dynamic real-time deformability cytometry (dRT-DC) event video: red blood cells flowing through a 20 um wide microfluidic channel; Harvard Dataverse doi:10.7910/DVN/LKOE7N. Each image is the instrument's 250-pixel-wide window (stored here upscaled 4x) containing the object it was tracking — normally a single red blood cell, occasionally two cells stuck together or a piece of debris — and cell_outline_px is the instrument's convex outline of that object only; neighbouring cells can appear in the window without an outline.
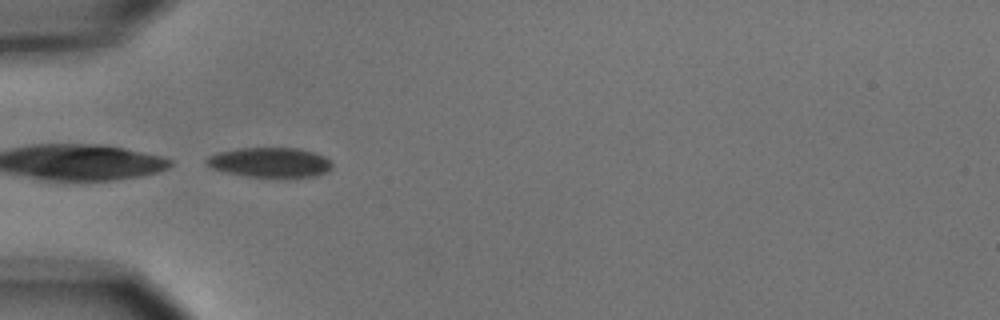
{"species": "common noctule bat (a hibernating species)", "species_latin": "Nyctalus noctula", "temperature_condition": "cold", "stored_images_in_passage": 8, "camera_frame_rate_fps": 3000, "um_per_image_px": 0.085, "animal": {"sex": "male", "body_mass_g": 15.6}, "frame": {"image": 1, "passage_image": 2, "time_ms": 1.0, "image_size_px": [1000, 320], "cell_outline_px": [[332, 168], [316, 176], [284, 180], [244, 176], [208, 168], [204, 160], [208, 156], [216, 152], [236, 148], [300, 148], [324, 156], [332, 164]], "centroid_in_image_um": [22.91, 13.84], "position_along_channel_um": 62.1, "area_um2": 22.77}}
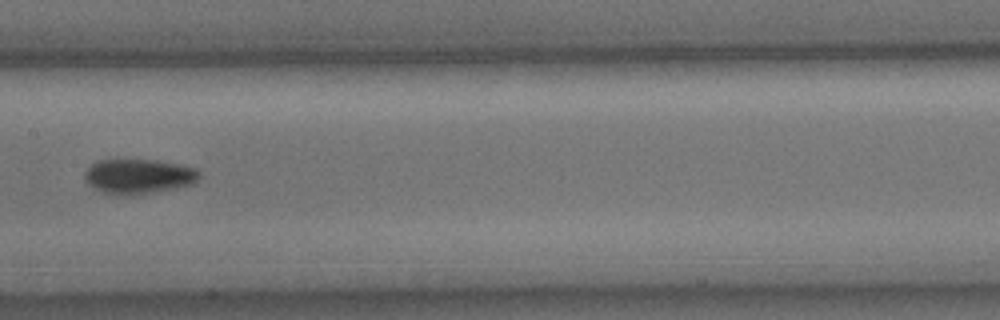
{"frame": {"image": 2, "passage_image": 5, "time_ms": 4.667, "image_size_px": [1000, 320], "cell_outline_px": [[200, 176], [192, 184], [172, 188], [144, 192], [104, 192], [96, 188], [84, 180], [84, 172], [92, 164], [100, 160], [156, 160], [196, 168], [200, 172]], "centroid_in_image_um": [11.79, 14.93], "position_along_channel_um": 195.6, "area_um2": 22.02}}
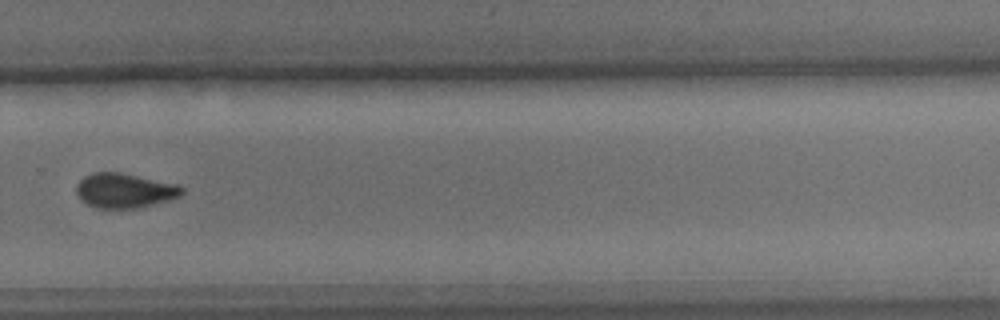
{"frame": {"image": 3, "passage_image": 8, "time_ms": 8.0, "image_size_px": [1000, 320], "cell_outline_px": [[184, 192], [180, 196], [168, 200], [136, 208], [96, 208], [80, 200], [76, 192], [76, 184], [84, 176], [92, 172], [120, 172], [176, 184], [184, 188]], "centroid_in_image_um": [10.55, 16.19], "position_along_channel_um": 319.2, "area_um2": 21.27}}